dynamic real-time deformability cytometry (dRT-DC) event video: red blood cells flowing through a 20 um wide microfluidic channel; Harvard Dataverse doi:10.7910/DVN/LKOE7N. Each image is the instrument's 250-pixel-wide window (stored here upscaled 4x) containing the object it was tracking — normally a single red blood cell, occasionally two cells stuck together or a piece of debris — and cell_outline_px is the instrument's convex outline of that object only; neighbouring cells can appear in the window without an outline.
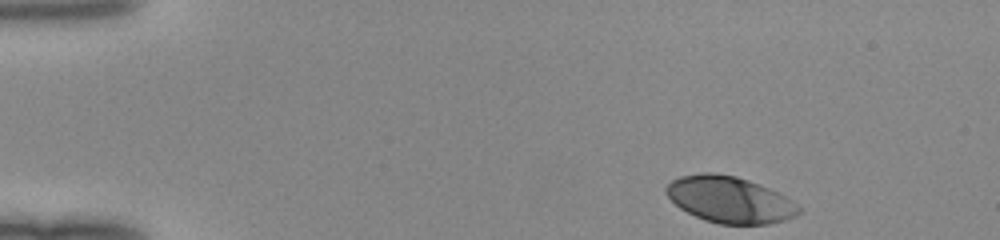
{"species": "human", "species_latin": "Homo sapiens", "temperature_condition": "room temperature", "stored_images_in_passage": 35, "camera_frame_rate_fps": 3000, "um_per_image_px": 0.085, "donor": {"sex": "female"}, "frame": {"image": 1, "passage_image": 1, "time_ms": 0.0, "image_size_px": [1000, 240], "cell_outline_px": [[804, 208], [796, 216], [784, 220], [768, 224], [720, 224], [704, 220], [680, 208], [664, 192], [664, 188], [672, 180], [680, 176], [704, 172], [712, 172], [736, 176], [748, 180], [768, 188], [792, 200]], "centroid_in_image_um": [62.03, 16.97], "position_along_channel_um": 23.0, "area_um2": 35.84}}
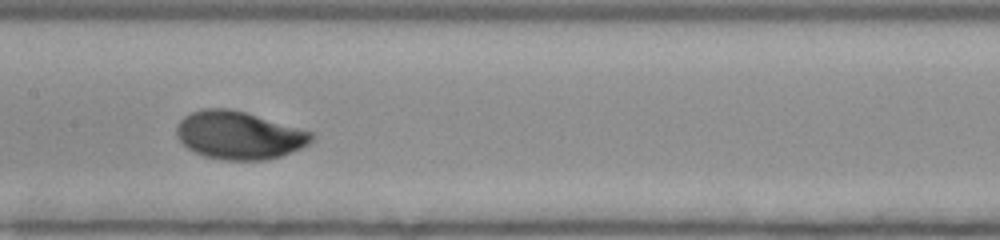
{"frame": {"image": 2, "passage_image": 20, "time_ms": 6.333, "image_size_px": [1000, 240], "cell_outline_px": [[316, 136], [308, 144], [300, 148], [280, 156], [264, 160], [224, 160], [204, 156], [188, 148], [176, 136], [176, 128], [180, 120], [184, 116], [192, 112], [204, 108], [228, 108], [244, 112], [312, 132]], "centroid_in_image_um": [20.29, 11.5], "position_along_channel_um": 187.1, "area_um2": 37.34}}
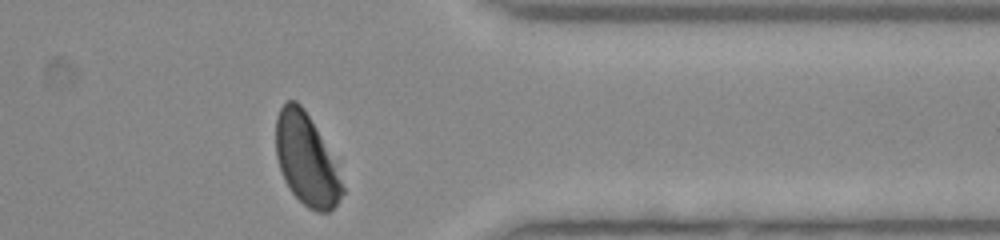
{"frame": {"image": 3, "passage_image": 35, "time_ms": 11.333, "image_size_px": [1000, 240], "cell_outline_px": [[344, 192], [336, 204], [328, 212], [316, 212], [308, 208], [292, 192], [284, 180], [276, 156], [276, 116], [280, 108], [288, 100], [296, 100], [300, 104], [308, 116], [344, 188]], "centroid_in_image_um": [25.96, 13.6], "position_along_channel_um": 385.4, "area_um2": 33.7}}